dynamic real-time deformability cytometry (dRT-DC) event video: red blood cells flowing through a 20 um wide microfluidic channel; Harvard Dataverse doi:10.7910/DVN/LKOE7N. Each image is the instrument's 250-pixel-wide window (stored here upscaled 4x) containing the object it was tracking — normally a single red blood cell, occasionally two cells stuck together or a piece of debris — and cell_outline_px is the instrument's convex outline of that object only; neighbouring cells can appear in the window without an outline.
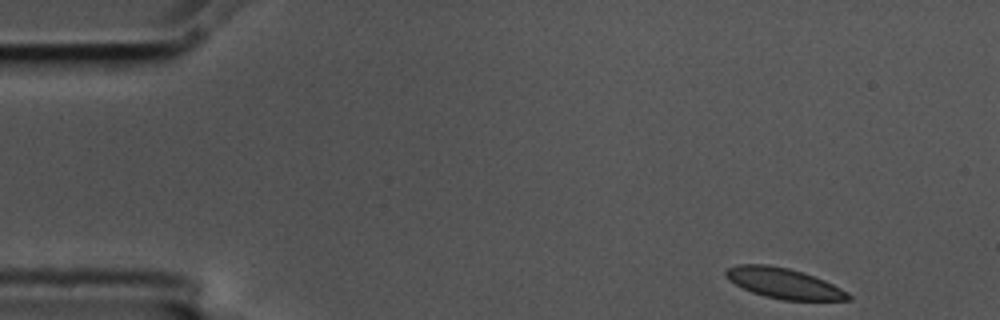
{"species": "common noctule bat (a hibernating species)", "species_latin": "Nyctalus noctula", "temperature_condition": "cold", "stored_images_in_passage": 52, "camera_frame_rate_fps": 3000, "um_per_image_px": 0.085, "animal": {"sex": "male", "body_mass_g": 17.5, "forearm_length_mm": 52.3}, "frame": {"image": 1, "passage_image": 1, "time_ms": 0.0, "image_size_px": [1000, 320], "cell_outline_px": [[852, 300], [784, 300], [764, 296], [752, 292], [728, 280], [724, 276], [724, 272], [728, 268], [736, 264], [768, 264], [788, 268], [804, 272], [824, 280], [848, 292], [852, 296]], "centroid_in_image_um": [66.61, 24.07], "position_along_channel_um": 18.4, "area_um2": 21.73}}
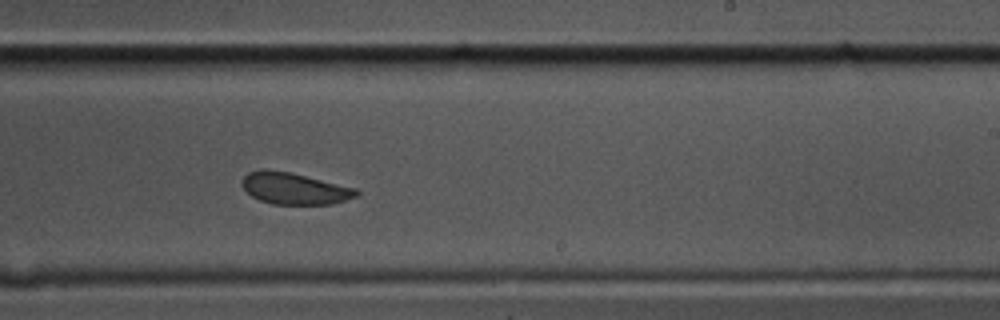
{"frame": {"image": 2, "passage_image": 30, "time_ms": 9.667, "image_size_px": [1000, 320], "cell_outline_px": [[360, 192], [356, 196], [344, 200], [328, 204], [272, 204], [260, 200], [252, 196], [244, 188], [244, 176], [248, 172], [260, 168], [264, 168], [288, 172], [356, 188]], "centroid_in_image_um": [25.01, 16.01], "position_along_channel_um": 264.0, "area_um2": 20.69}}
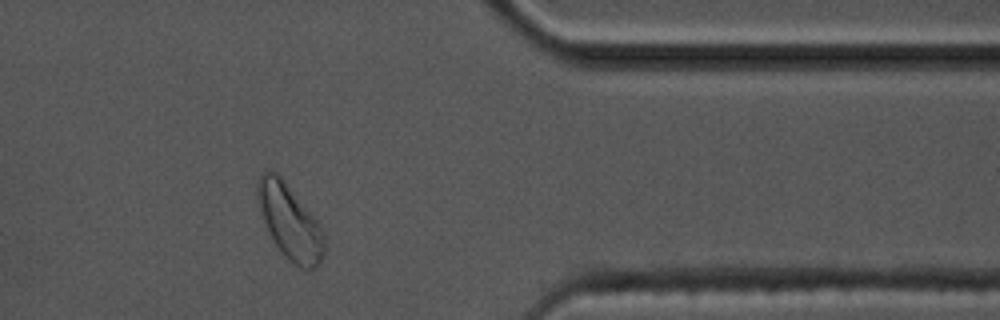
{"frame": {"image": 3, "passage_image": 42, "time_ms": 13.667, "image_size_px": [1000, 320], "cell_outline_px": [[324, 256], [320, 264], [316, 268], [308, 272], [300, 268], [288, 260], [280, 252], [264, 220], [256, 200], [256, 180], [260, 172], [268, 168], [276, 172], [284, 180], [320, 224], [324, 232]], "centroid_in_image_um": [24.63, 18.85], "position_along_channel_um": 386.8, "area_um2": 29.48}, "authors_computed_cell_mechanics": {"area_um2": 22.3108, "velocity_mm_per_s": 3.503, "shape_relaxation_time_tau1_ms": 3.7271, "shape_relaxation_time_tau2_ms": 3.5932, "deformation_change_tau1": 0.0733, "deformation_change_tau2": 0.0493}}